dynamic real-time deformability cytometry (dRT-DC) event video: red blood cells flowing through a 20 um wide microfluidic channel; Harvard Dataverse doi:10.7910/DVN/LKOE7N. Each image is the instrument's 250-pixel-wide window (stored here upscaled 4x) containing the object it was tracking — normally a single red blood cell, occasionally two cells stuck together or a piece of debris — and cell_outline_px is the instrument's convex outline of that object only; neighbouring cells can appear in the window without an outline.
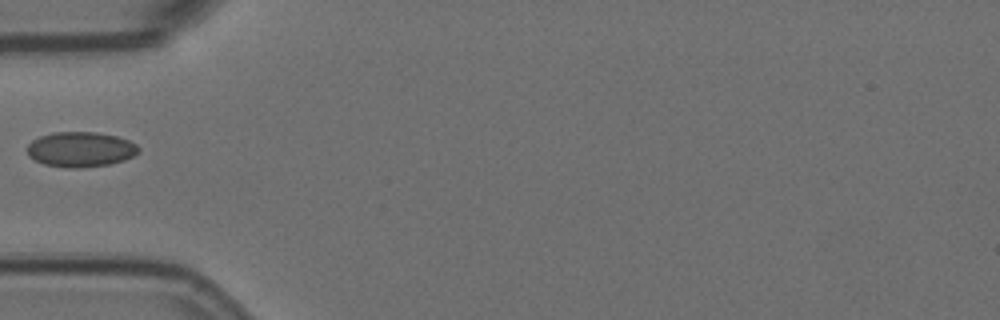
{"species": "Egyptian fruit bat (a non-hibernating species)", "species_latin": "Rousettus aegyptiacus", "temperature_condition": "room temperature", "stored_images_in_passage": 4, "camera_frame_rate_fps": 3000, "um_per_image_px": 0.085, "animal": {"sex": "female"}, "frame": {"image": 1, "passage_image": 3, "time_ms": 0.667, "image_size_px": [1000, 320], "cell_outline_px": [[140, 152], [124, 160], [108, 164], [80, 168], [68, 168], [44, 164], [28, 156], [28, 144], [32, 140], [40, 136], [52, 132], [96, 132], [116, 136], [128, 140], [136, 144], [140, 148]], "centroid_in_image_um": [6.85, 12.69], "position_along_channel_um": 78.1, "area_um2": 22.77}}
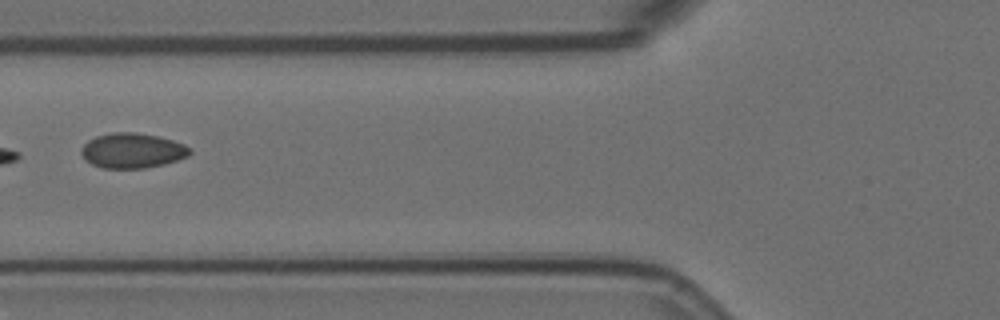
{"frame": {"image": 2, "passage_image": 4, "time_ms": 1.0, "image_size_px": [1000, 320], "cell_outline_px": [[192, 152], [188, 156], [164, 164], [144, 168], [100, 168], [84, 160], [80, 152], [84, 144], [88, 140], [96, 136], [112, 132], [136, 132], [160, 136], [184, 144], [192, 148]], "centroid_in_image_um": [11.24, 12.79], "position_along_channel_um": 114.6, "area_um2": 22.37}}